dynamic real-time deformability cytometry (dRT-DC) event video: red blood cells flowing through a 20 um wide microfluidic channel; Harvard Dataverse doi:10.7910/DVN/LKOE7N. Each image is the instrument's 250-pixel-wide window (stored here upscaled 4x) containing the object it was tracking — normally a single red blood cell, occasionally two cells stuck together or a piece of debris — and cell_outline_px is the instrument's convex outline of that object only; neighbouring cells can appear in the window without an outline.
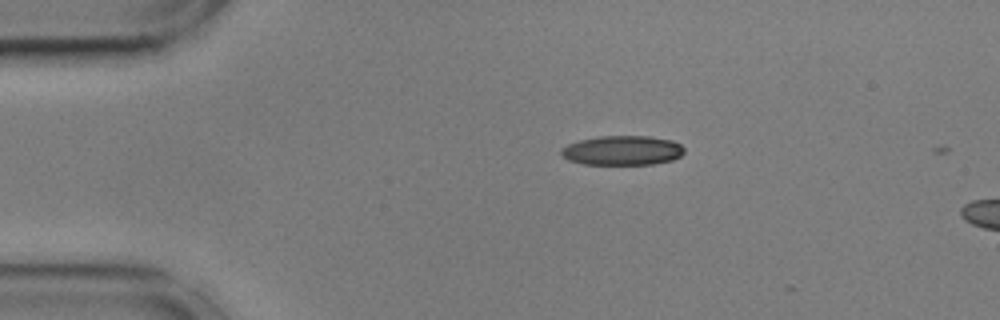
{"species": "common noctule bat (a hibernating species)", "species_latin": "Nyctalus noctula", "temperature_condition": "cold", "stored_images_in_passage": 4, "camera_frame_rate_fps": 3000, "um_per_image_px": 0.085, "animal": {"sex": "male", "body_mass_g": 17.9, "forearm_length_mm": 54.2}, "frame": {"image": 1, "passage_image": 1, "time_ms": 0.0, "image_size_px": [1000, 320], "cell_outline_px": [[684, 152], [680, 156], [672, 160], [652, 164], [584, 164], [568, 160], [560, 152], [560, 148], [568, 144], [580, 140], [600, 136], [648, 136], [672, 140], [680, 144], [684, 148]], "centroid_in_image_um": [52.9, 12.78], "position_along_channel_um": 32.1, "area_um2": 21.1}}